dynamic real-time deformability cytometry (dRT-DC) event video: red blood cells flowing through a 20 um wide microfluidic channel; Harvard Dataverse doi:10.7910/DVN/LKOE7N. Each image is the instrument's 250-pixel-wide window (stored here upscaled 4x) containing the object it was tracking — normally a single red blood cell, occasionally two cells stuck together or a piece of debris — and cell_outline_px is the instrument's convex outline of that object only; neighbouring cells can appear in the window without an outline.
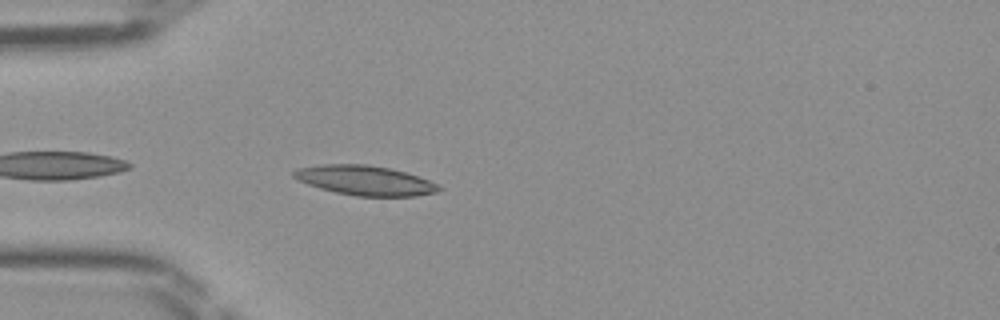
{"species": "Egyptian fruit bat (a non-hibernating species)", "species_latin": "Rousettus aegyptiacus", "temperature_condition": "room temperature", "stored_images_in_passage": 34, "camera_frame_rate_fps": 3000, "um_per_image_px": 0.085, "frame": {"image": 1, "passage_image": 2, "time_ms": 0.333, "image_size_px": [1000, 320], "cell_outline_px": [[444, 188], [436, 192], [416, 196], [356, 196], [336, 192], [320, 188], [308, 184], [292, 176], [292, 172], [296, 168], [320, 164], [368, 164], [388, 168], [404, 172], [440, 184]], "centroid_in_image_um": [31.03, 15.33], "position_along_channel_um": 54.0, "area_um2": 25.03}}
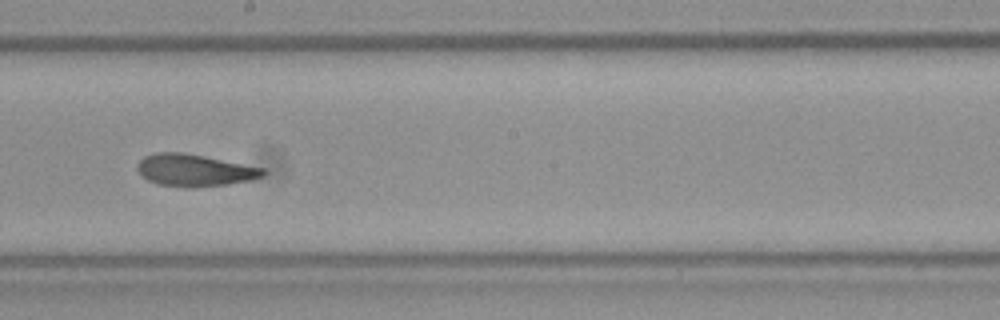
{"frame": {"image": 2, "passage_image": 15, "time_ms": 4.667, "image_size_px": [1000, 320], "cell_outline_px": [[268, 172], [264, 176], [248, 180], [228, 184], [192, 188], [156, 184], [148, 180], [136, 168], [140, 160], [144, 156], [156, 152], [184, 152], [268, 168]], "centroid_in_image_um": [16.59, 14.46], "position_along_channel_um": 231.6, "area_um2": 23.76}}
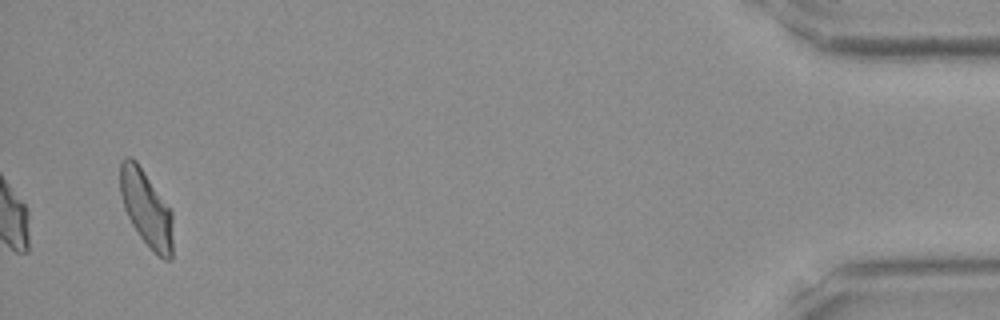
{"frame": {"image": 3, "passage_image": 34, "time_ms": 11.0, "image_size_px": [1000, 320], "cell_outline_px": [[172, 260], [164, 260], [140, 236], [132, 224], [124, 208], [120, 196], [120, 160], [128, 156], [132, 156], [136, 160], [172, 212]], "centroid_in_image_um": [12.41, 17.68], "position_along_channel_um": 422.8, "area_um2": 23.06}}